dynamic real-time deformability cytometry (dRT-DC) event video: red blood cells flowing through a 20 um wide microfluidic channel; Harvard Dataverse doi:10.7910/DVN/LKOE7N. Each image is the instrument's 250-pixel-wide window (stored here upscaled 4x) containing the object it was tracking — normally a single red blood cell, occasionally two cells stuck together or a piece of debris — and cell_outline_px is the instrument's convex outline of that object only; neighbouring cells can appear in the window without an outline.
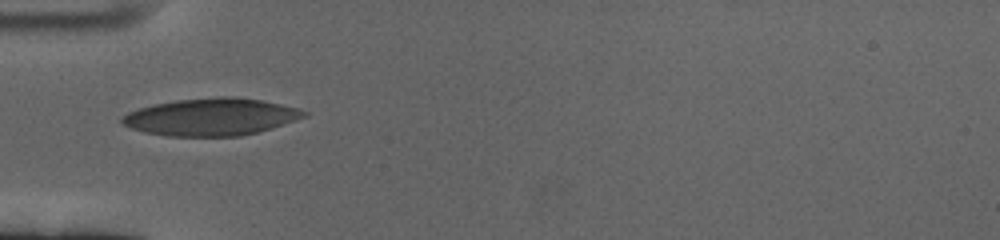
{"species": "human", "species_latin": "Homo sapiens", "temperature_condition": "cold", "stored_images_in_passage": 38, "camera_frame_rate_fps": 3000, "um_per_image_px": 0.085, "donor": {"sex": "female"}, "frame": {"image": 1, "passage_image": 1, "time_ms": 0.0, "image_size_px": [1000, 240], "cell_outline_px": [[308, 116], [256, 132], [240, 136], [168, 136], [144, 132], [132, 128], [124, 124], [120, 120], [128, 112], [140, 108], [156, 104], [176, 100], [220, 96], [232, 96], [260, 100], [280, 104], [296, 108], [308, 112]], "centroid_in_image_um": [17.94, 9.93], "position_along_channel_um": 67.1, "area_um2": 39.07}}
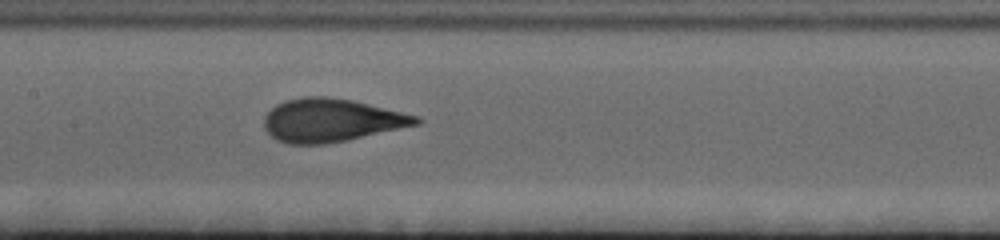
{"frame": {"image": 2, "passage_image": 11, "time_ms": 3.333, "image_size_px": [1000, 240], "cell_outline_px": [[424, 120], [420, 124], [348, 140], [324, 144], [288, 144], [276, 140], [264, 128], [264, 116], [276, 104], [284, 100], [304, 96], [328, 96], [352, 100], [416, 116]], "centroid_in_image_um": [28.13, 10.22], "position_along_channel_um": 179.3, "area_um2": 38.21}}
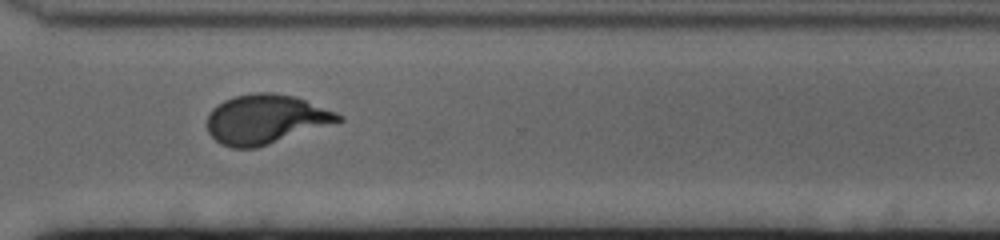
{"frame": {"image": 3, "passage_image": 26, "time_ms": 8.333, "image_size_px": [1000, 240], "cell_outline_px": [[344, 120], [256, 148], [232, 148], [220, 144], [208, 132], [208, 116], [212, 108], [224, 100], [236, 96], [256, 92], [272, 92], [296, 96], [336, 112], [344, 116]], "centroid_in_image_um": [22.58, 10.13], "position_along_channel_um": 348.0, "area_um2": 37.57}, "authors_computed_cell_mechanics": {"area_um2": 37.4255, "velocity_mm_per_s": 3.3831, "shape_relaxation_time_tau1_ms": 5.7878, "shape_relaxation_time_tau2_ms": null, "deformation_change_tau1": 0.203, "deformation_change_tau2": null}}